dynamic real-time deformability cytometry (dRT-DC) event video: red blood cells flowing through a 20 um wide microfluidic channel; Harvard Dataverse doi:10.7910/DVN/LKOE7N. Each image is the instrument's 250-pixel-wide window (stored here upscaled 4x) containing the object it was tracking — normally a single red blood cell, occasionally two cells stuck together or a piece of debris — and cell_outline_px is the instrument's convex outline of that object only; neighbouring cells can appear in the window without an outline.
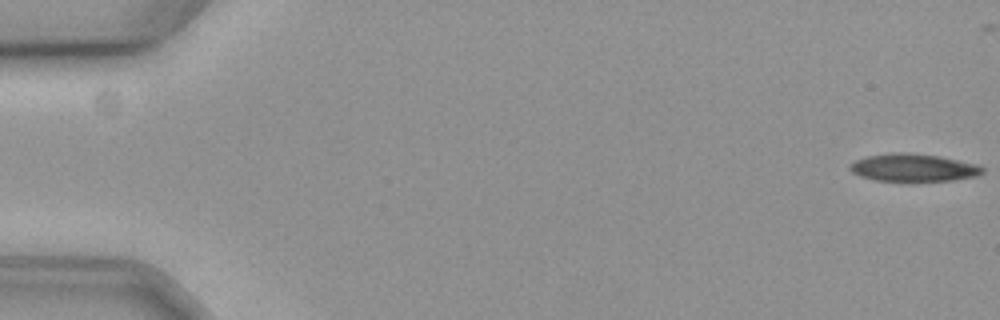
{"species": "common noctule bat (a hibernating species)", "species_latin": "Nyctalus noctula", "temperature_condition": "cold", "stored_images_in_passage": 50, "camera_frame_rate_fps": 3000, "um_per_image_px": 0.085, "animal": {"sex": "female", "body_mass_g": 19.3, "forearm_length_mm": 54.1}, "frame": {"image": 1, "passage_image": 1, "time_ms": 0.0, "image_size_px": [1000, 320], "cell_outline_px": [[984, 172], [976, 176], [952, 180], [908, 184], [900, 184], [872, 180], [860, 176], [852, 172], [848, 168], [856, 160], [868, 156], [892, 152], [900, 152], [936, 156], [976, 164], [984, 168]], "centroid_in_image_um": [77.59, 14.31], "position_along_channel_um": 7.4, "area_um2": 22.08}}
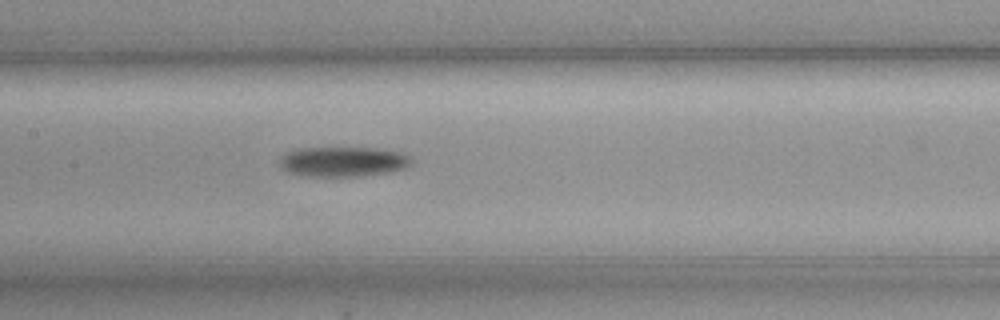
{"frame": {"image": 2, "passage_image": 29, "time_ms": 9.333, "image_size_px": [1000, 320], "cell_outline_px": [[412, 164], [404, 168], [388, 172], [364, 176], [308, 176], [288, 172], [280, 164], [280, 156], [288, 152], [300, 148], [380, 148], [400, 152], [408, 156], [412, 160]], "centroid_in_image_um": [29.18, 13.74], "position_along_channel_um": 178.2, "area_um2": 22.89}}
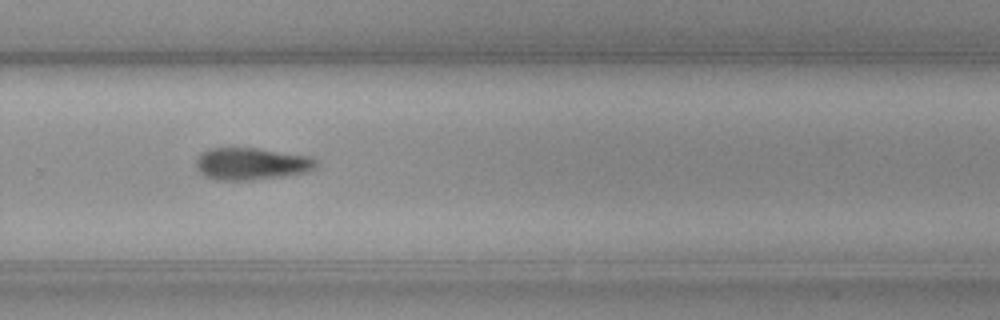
{"frame": {"image": 3, "passage_image": 40, "time_ms": 13.0, "image_size_px": [1000, 320], "cell_outline_px": [[320, 164], [316, 168], [308, 172], [284, 176], [252, 180], [216, 180], [204, 176], [196, 168], [196, 160], [200, 152], [208, 148], [232, 144], [312, 156]], "centroid_in_image_um": [21.35, 13.87], "position_along_channel_um": 308.5, "area_um2": 23.7}, "authors_computed_cell_mechanics": {"area_um2": 22.4264, "velocity_mm_per_s": 3.574, "shape_relaxation_time_tau1_ms": 6.0196, "shape_relaxation_time_tau2_ms": null, "deformation_change_tau1": 0.1238, "deformation_change_tau2": null}}